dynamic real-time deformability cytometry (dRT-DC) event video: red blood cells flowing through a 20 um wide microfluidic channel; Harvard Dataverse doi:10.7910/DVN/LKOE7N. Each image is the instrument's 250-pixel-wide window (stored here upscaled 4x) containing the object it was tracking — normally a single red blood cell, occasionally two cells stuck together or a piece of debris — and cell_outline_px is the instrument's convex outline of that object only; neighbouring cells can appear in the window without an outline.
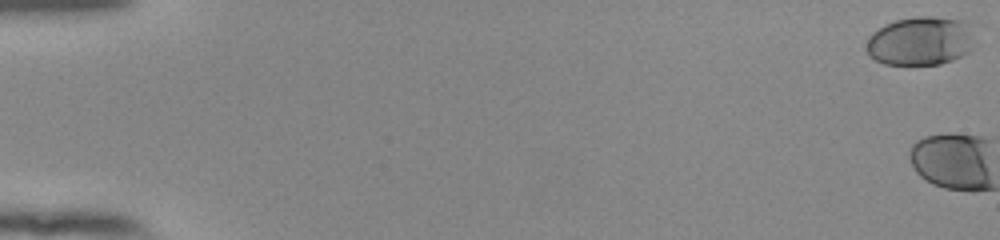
{"species": "human", "species_latin": "Homo sapiens", "temperature_condition": "room temperature", "stored_images_in_passage": 4, "camera_frame_rate_fps": 3000, "um_per_image_px": 0.085, "donor": {"sex": "female"}, "frame": {"image": 1, "passage_image": 1, "time_ms": 0.0, "image_size_px": [1000, 240], "cell_outline_px": [[980, 24], [972, 48], [968, 52], [952, 60], [940, 64], [884, 64], [868, 56], [864, 48], [868, 36], [872, 32], [896, 20], [916, 16], [936, 16], [968, 20]], "centroid_in_image_um": [78.36, 3.44], "position_along_channel_um": 6.6, "area_um2": 32.02}}